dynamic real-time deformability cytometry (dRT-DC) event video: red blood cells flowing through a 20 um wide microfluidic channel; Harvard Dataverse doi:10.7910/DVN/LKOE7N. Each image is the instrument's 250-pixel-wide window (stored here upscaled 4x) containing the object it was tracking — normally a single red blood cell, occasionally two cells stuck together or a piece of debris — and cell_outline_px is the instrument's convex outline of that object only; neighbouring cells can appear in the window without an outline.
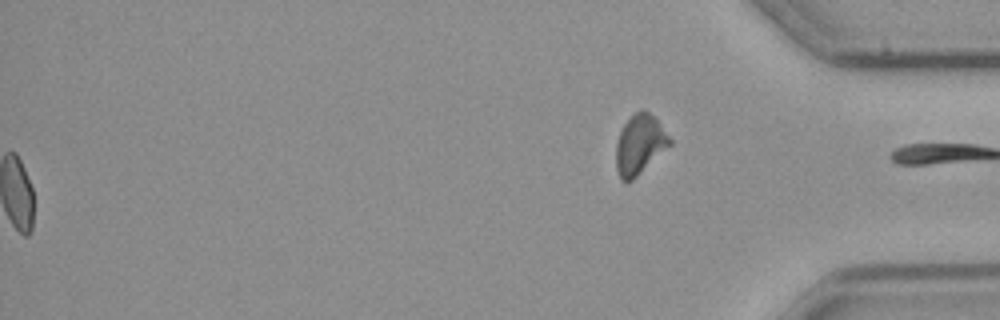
{"species": "common noctule bat (a hibernating species)", "species_latin": "Nyctalus noctula", "temperature_condition": "cold", "stored_images_in_passage": 57, "segment_of_instrument_passage": [2, 2], "camera_frame_rate_fps": 3000, "um_per_image_px": 0.085, "animal": {"sex": "male", "body_mass_g": 23.1, "forearm_length_mm": 52.7}, "frame": {"image": 1, "passage_image": 57, "time_ms": 18.667, "image_size_px": [1000, 320], "cell_outline_px": [[672, 144], [632, 180], [620, 180], [616, 168], [616, 144], [620, 132], [624, 124], [640, 108], [644, 108], [656, 120], [672, 140]], "centroid_in_image_um": [54.37, 12.28], "position_along_channel_um": 380.8, "area_um2": 18.32}}